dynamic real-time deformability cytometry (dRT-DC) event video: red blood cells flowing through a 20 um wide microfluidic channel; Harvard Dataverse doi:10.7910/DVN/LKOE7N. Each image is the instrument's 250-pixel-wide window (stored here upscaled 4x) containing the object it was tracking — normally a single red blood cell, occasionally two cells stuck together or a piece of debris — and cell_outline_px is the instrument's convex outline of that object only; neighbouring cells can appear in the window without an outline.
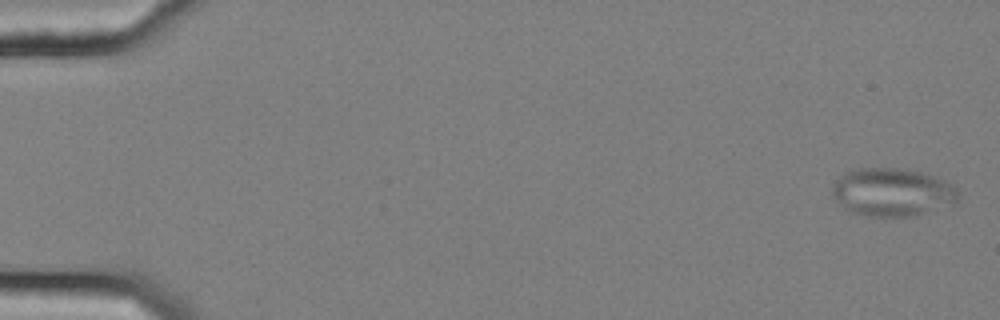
{"species": "common noctule bat (a hibernating species)", "species_latin": "Nyctalus noctula", "temperature_condition": "cold", "stored_images_in_passage": 57, "camera_frame_rate_fps": 3000, "um_per_image_px": 0.085, "animal": {"sex": "female", "body_mass_g": 25.1}, "frame": {"image": 1, "passage_image": 2, "time_ms": 0.333, "image_size_px": [1000, 320], "cell_outline_px": [[956, 204], [912, 216], [868, 216], [852, 212], [844, 208], [836, 200], [832, 192], [832, 188], [836, 180], [844, 172], [856, 168], [900, 168], [920, 172], [944, 180], [956, 188]], "centroid_in_image_um": [75.82, 16.33], "position_along_channel_um": 9.2, "area_um2": 35.08}}
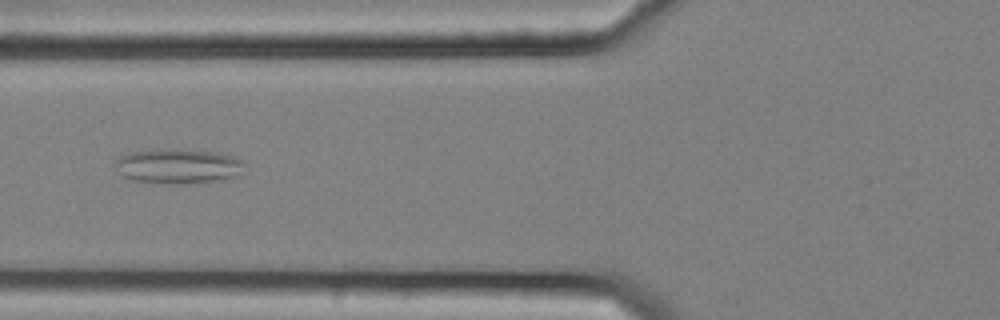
{"frame": {"image": 2, "passage_image": 23, "time_ms": 7.333, "image_size_px": [1000, 320], "cell_outline_px": [[240, 172], [228, 180], [196, 184], [176, 184], [132, 180], [124, 176], [112, 164], [120, 156], [128, 152], [164, 148], [180, 148], [212, 152], [228, 156], [240, 160]], "centroid_in_image_um": [15.06, 14.13], "position_along_channel_um": 110.7, "area_um2": 26.36}}
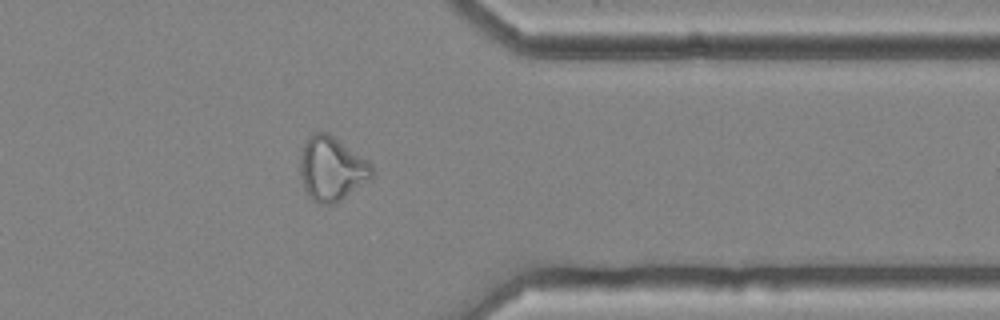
{"frame": {"image": 3, "passage_image": 46, "time_ms": 15.0, "image_size_px": [1000, 320], "cell_outline_px": [[372, 180], [336, 204], [320, 204], [312, 200], [308, 196], [304, 188], [300, 176], [300, 152], [308, 136], [316, 132], [328, 132], [368, 160], [372, 164]], "centroid_in_image_um": [28.2, 14.36], "position_along_channel_um": 383.2, "area_um2": 27.34}, "authors_computed_cell_mechanics": {"area_um2": 27.8018, "velocity_mm_per_s": 3.6427, "shape_relaxation_time_tau1_ms": null, "shape_relaxation_time_tau2_ms": 2.6046, "deformation_change_tau1": null, "deformation_change_tau2": 0.1091}}